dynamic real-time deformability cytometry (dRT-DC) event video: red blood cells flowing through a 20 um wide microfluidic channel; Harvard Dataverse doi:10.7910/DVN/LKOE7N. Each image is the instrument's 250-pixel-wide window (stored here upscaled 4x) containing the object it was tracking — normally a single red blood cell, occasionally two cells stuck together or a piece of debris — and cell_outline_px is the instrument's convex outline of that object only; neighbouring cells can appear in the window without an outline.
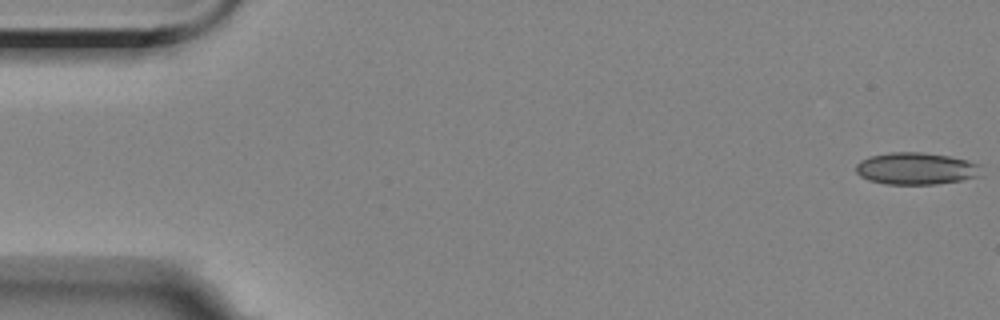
{"species": "Egyptian fruit bat (a non-hibernating species)", "species_latin": "Rousettus aegyptiacus", "temperature_condition": "room temperature", "stored_images_in_passage": 3, "camera_frame_rate_fps": 3000, "um_per_image_px": 0.085, "animal": {"sex": "female"}, "frame": {"image": 1, "passage_image": 1, "time_ms": 0.0, "image_size_px": [1000, 320], "cell_outline_px": [[980, 164], [976, 176], [960, 180], [936, 184], [888, 184], [868, 180], [860, 176], [856, 172], [856, 164], [860, 160], [868, 156], [888, 152], [924, 152], [948, 156]], "centroid_in_image_um": [77.77, 14.31], "position_along_channel_um": 7.2, "area_um2": 23.18}}